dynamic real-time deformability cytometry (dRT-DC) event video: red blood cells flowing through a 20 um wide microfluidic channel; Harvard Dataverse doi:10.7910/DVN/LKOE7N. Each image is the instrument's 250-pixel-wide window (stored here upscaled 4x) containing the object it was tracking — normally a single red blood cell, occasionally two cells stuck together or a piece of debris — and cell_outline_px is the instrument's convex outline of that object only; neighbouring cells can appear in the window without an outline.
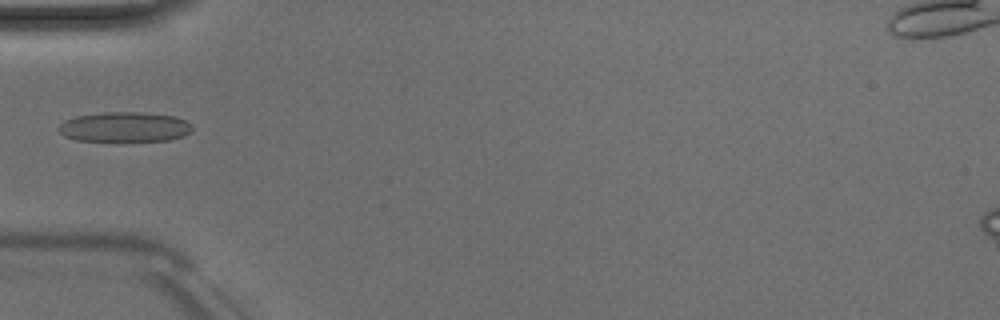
{"species": "Egyptian fruit bat (a non-hibernating species)", "species_latin": "Rousettus aegyptiacus", "temperature_condition": "room temperature", "stored_images_in_passage": 8, "camera_frame_rate_fps": 3000, "um_per_image_px": 0.085, "animal": {"sex": "male"}, "frame": {"image": 1, "passage_image": 5, "time_ms": 5.333, "image_size_px": [1000, 320], "cell_outline_px": [[192, 132], [184, 136], [168, 140], [76, 140], [64, 136], [56, 128], [64, 120], [76, 116], [104, 112], [140, 112], [176, 116], [192, 124]], "centroid_in_image_um": [10.6, 10.78], "position_along_channel_um": 74.4, "area_um2": 23.24}}
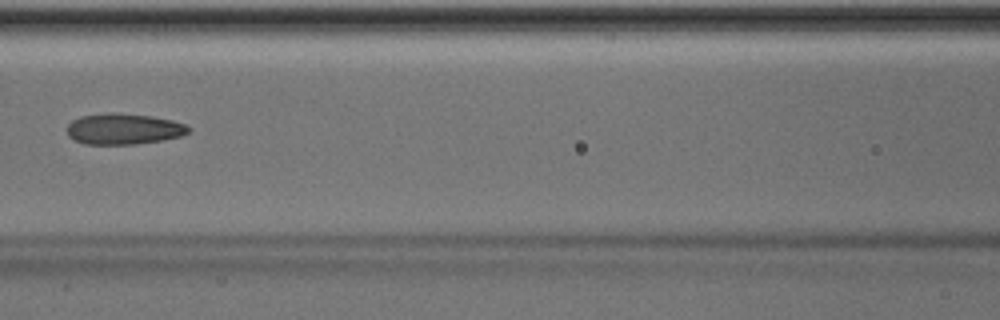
{"frame": {"image": 2, "passage_image": 7, "time_ms": 7.333, "image_size_px": [1000, 320], "cell_outline_px": [[192, 128], [188, 132], [180, 136], [160, 140], [136, 144], [84, 144], [72, 140], [68, 136], [68, 124], [72, 120], [80, 116], [108, 112], [112, 112], [152, 116], [172, 120], [184, 124]], "centroid_in_image_um": [10.47, 10.95], "position_along_channel_um": 156.1, "area_um2": 21.96}}